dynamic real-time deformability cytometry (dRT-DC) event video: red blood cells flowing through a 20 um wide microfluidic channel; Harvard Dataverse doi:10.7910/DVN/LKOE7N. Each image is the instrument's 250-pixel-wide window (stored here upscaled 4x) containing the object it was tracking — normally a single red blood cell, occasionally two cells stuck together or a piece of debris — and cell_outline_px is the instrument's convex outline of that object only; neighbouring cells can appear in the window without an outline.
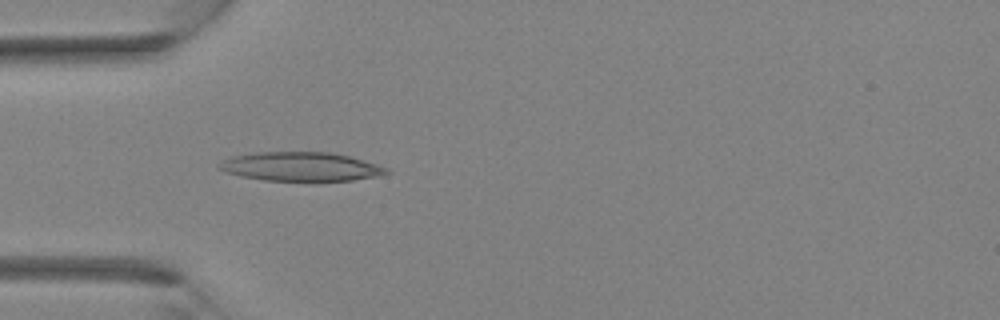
{"species": "Egyptian fruit bat (a non-hibernating species)", "species_latin": "Rousettus aegyptiacus", "temperature_condition": "room temperature", "stored_images_in_passage": 23, "camera_frame_rate_fps": 3000, "um_per_image_px": 0.085, "animal": {"sex": "female"}, "frame": {"image": 1, "passage_image": 3, "time_ms": 0.667, "image_size_px": [1000, 320], "cell_outline_px": [[392, 172], [380, 176], [352, 180], [312, 184], [264, 180], [240, 176], [216, 168], [216, 164], [232, 156], [256, 152], [328, 152], [348, 156], [376, 164], [388, 168]], "centroid_in_image_um": [25.59, 14.21], "position_along_channel_um": 59.4, "area_um2": 29.3}}
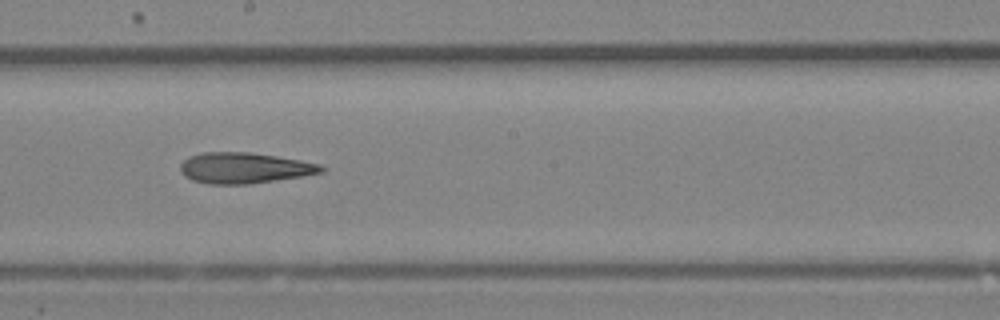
{"frame": {"image": 2, "passage_image": 12, "time_ms": 3.667, "image_size_px": [1000, 320], "cell_outline_px": [[328, 168], [324, 172], [304, 176], [248, 184], [208, 184], [192, 180], [184, 176], [180, 172], [180, 164], [188, 156], [204, 152], [248, 152], [276, 156], [300, 160], [320, 164]], "centroid_in_image_um": [20.77, 14.28], "position_along_channel_um": 227.4, "area_um2": 25.49}}
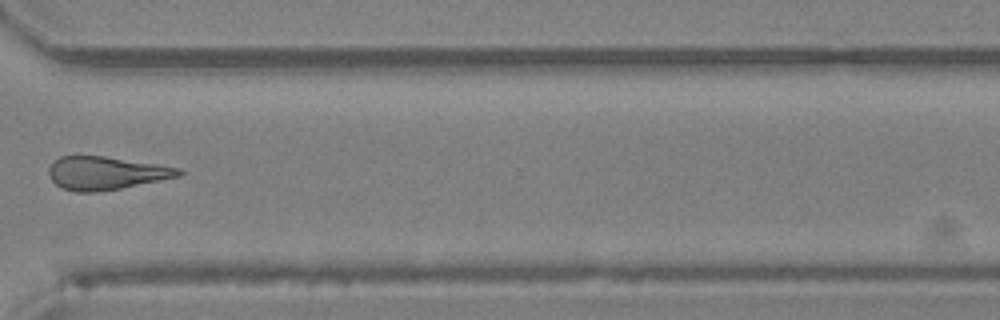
{"frame": {"image": 3, "passage_image": 19, "time_ms": 6.0, "image_size_px": [1000, 320], "cell_outline_px": [[184, 172], [180, 176], [100, 192], [76, 192], [60, 188], [48, 176], [48, 168], [60, 156], [104, 156], [156, 164], [180, 168]], "centroid_in_image_um": [8.98, 14.72], "position_along_channel_um": 361.6, "area_um2": 24.97}}